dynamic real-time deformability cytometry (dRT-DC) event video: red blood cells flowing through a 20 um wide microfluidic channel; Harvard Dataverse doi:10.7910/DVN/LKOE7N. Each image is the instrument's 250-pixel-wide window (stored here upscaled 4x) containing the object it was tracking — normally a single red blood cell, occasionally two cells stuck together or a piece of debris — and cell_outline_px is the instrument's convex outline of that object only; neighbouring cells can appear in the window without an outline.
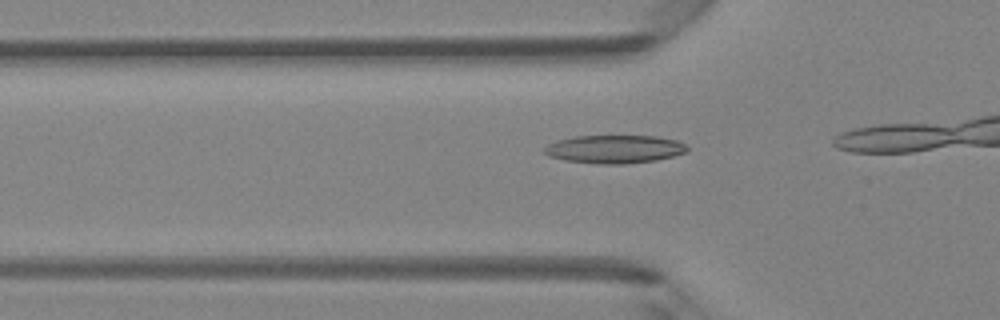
{"species": "Egyptian fruit bat (a non-hibernating species)", "species_latin": "Rousettus aegyptiacus", "temperature_condition": "room temperature", "stored_images_in_passage": 5, "camera_frame_rate_fps": 3000, "um_per_image_px": 0.085, "animal": {"sex": "female"}, "frame": {"image": 1, "passage_image": 3, "time_ms": 0.667, "image_size_px": [1000, 320], "cell_outline_px": [[688, 152], [656, 160], [624, 164], [600, 164], [564, 160], [548, 156], [544, 152], [544, 148], [548, 144], [556, 140], [576, 136], [656, 136], [676, 140], [684, 144], [688, 148]], "centroid_in_image_um": [52.22, 12.68], "position_along_channel_um": 73.6, "area_um2": 23.47}}